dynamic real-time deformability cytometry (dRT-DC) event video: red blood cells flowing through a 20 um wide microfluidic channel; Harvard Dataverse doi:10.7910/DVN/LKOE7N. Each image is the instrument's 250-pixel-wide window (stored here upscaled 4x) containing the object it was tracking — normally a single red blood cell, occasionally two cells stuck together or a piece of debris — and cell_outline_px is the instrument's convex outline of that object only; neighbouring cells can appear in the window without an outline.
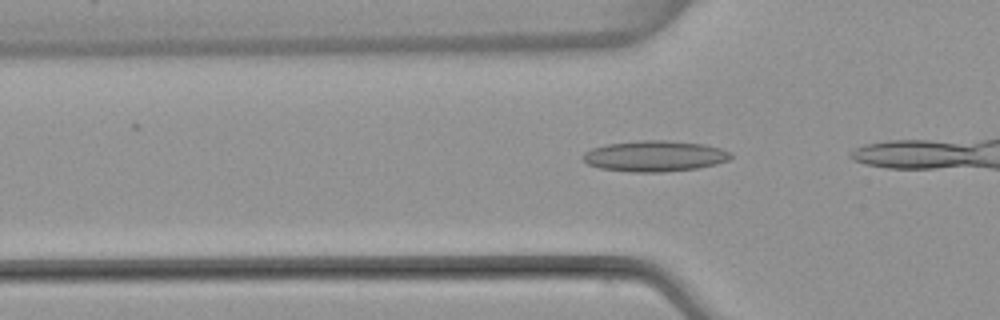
{"species": "common noctule bat (a hibernating species)", "species_latin": "Nyctalus noctula", "temperature_condition": "warm", "stored_images_in_passage": 20, "camera_frame_rate_fps": 3000, "um_per_image_px": 0.085, "animal": {"sex": "female", "body_mass_g": 22.7, "forearm_length_mm": 54.2}, "frame": {"image": 1, "passage_image": 12, "time_ms": 3.667, "image_size_px": [1000, 320], "cell_outline_px": [[732, 156], [728, 160], [716, 164], [696, 168], [664, 172], [632, 172], [600, 168], [588, 164], [580, 156], [584, 152], [592, 148], [608, 144], [640, 140], [668, 140], [704, 144], [720, 148], [732, 152]], "centroid_in_image_um": [55.65, 13.26], "position_along_channel_um": 70.2, "area_um2": 26.65}}